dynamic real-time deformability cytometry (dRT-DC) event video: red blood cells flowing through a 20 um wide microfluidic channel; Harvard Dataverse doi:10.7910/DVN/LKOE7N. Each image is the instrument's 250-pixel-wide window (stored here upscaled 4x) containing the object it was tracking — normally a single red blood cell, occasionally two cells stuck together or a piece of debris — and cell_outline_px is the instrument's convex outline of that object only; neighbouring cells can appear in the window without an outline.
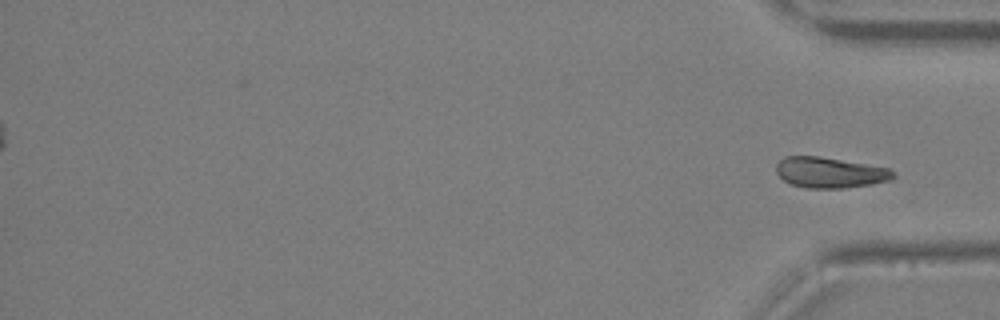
{"species": "Egyptian fruit bat (a non-hibernating species)", "species_latin": "Rousettus aegyptiacus", "temperature_condition": "warm", "stored_images_in_passage": 34, "segment_of_instrument_passage": [2, 2], "camera_frame_rate_fps": 3000, "um_per_image_px": 0.085, "animal": {"sex": "female"}, "frame": {"image": 1, "passage_image": 34, "time_ms": 11.0, "image_size_px": [1000, 320], "cell_outline_px": [[896, 176], [892, 180], [872, 184], [844, 188], [804, 188], [788, 184], [776, 172], [776, 164], [784, 156], [820, 156], [888, 168]], "centroid_in_image_um": [70.51, 14.67], "position_along_channel_um": 364.7, "area_um2": 20.98}}